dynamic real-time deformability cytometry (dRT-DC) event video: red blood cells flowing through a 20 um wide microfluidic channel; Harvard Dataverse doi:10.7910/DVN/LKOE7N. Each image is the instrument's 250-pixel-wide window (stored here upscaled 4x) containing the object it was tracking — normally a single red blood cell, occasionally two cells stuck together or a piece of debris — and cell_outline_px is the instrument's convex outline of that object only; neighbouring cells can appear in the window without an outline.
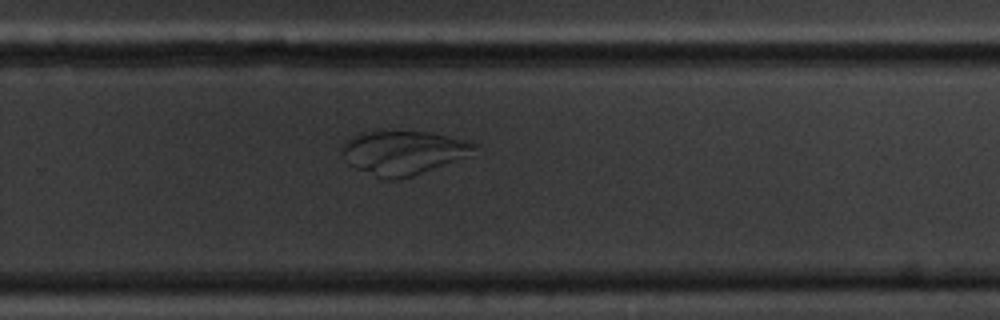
{"species": "common noctule bat (a hibernating species)", "species_latin": "Nyctalus noctula", "temperature_condition": "cold", "stored_images_in_passage": 49, "camera_frame_rate_fps": 3000, "um_per_image_px": 0.085, "animal": {"sex": "male", "body_mass_g": 20.1, "forearm_length_mm": 53.5}, "frame": {"image": 1, "passage_image": 33, "time_ms": 10.667, "image_size_px": [1000, 320], "cell_outline_px": [[476, 144], [472, 148], [440, 164], [412, 176], [400, 180], [384, 180], [356, 168], [348, 164], [340, 152], [340, 144], [352, 136], [360, 132], [428, 132], [448, 136]], "centroid_in_image_um": [34.01, 12.97], "position_along_channel_um": 295.8, "area_um2": 32.43}}